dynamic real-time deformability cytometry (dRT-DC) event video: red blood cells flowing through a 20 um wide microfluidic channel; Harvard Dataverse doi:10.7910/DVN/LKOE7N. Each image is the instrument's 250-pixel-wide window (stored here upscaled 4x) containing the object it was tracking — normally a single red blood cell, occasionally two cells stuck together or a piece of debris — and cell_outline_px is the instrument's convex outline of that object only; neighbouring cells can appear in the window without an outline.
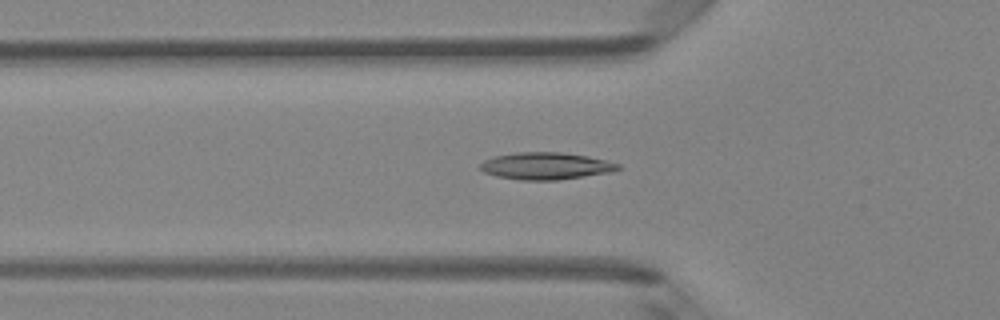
{"species": "Egyptian fruit bat (a non-hibernating species)", "species_latin": "Rousettus aegyptiacus", "temperature_condition": "room temperature", "stored_images_in_passage": 49, "camera_frame_rate_fps": 3000, "um_per_image_px": 0.085, "animal": {"sex": "female"}, "frame": {"image": 1, "passage_image": 17, "time_ms": 5.333, "image_size_px": [1000, 320], "cell_outline_px": [[620, 168], [612, 172], [556, 180], [520, 180], [496, 176], [484, 172], [480, 168], [480, 164], [484, 160], [492, 156], [516, 152], [560, 152], [588, 156], [620, 164]], "centroid_in_image_um": [46.36, 14.1], "position_along_channel_um": 79.4, "area_um2": 21.73}}
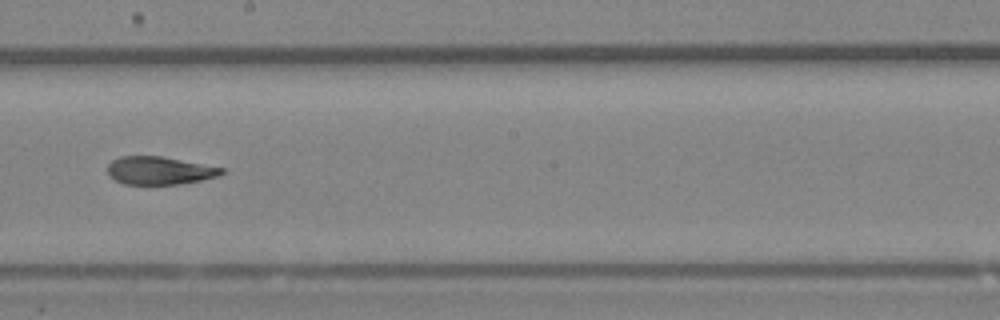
{"frame": {"image": 2, "passage_image": 28, "time_ms": 9.0, "image_size_px": [1000, 320], "cell_outline_px": [[224, 172], [220, 176], [180, 184], [124, 184], [108, 176], [108, 164], [112, 160], [120, 156], [160, 156], [224, 168]], "centroid_in_image_um": [13.54, 14.5], "position_along_channel_um": 234.7, "area_um2": 18.5}}
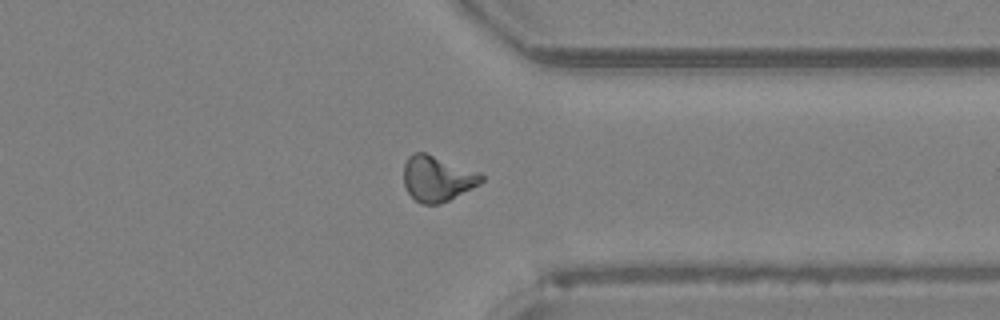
{"frame": {"image": 3, "passage_image": 38, "time_ms": 12.333, "image_size_px": [1000, 320], "cell_outline_px": [[484, 180], [480, 184], [440, 204], [420, 204], [408, 192], [404, 184], [404, 164], [408, 156], [412, 152], [424, 152], [480, 172], [484, 176]], "centroid_in_image_um": [37.17, 15.17], "position_along_channel_um": 374.2, "area_um2": 20.58}, "authors_computed_cell_mechanics": {"area_um2": 19.941, "velocity_mm_per_s": 4.239, "shape_relaxation_time_tau1_ms": null, "shape_relaxation_time_tau2_ms": 1.0506, "deformation_change_tau1": null, "deformation_change_tau2": 0.0752}}